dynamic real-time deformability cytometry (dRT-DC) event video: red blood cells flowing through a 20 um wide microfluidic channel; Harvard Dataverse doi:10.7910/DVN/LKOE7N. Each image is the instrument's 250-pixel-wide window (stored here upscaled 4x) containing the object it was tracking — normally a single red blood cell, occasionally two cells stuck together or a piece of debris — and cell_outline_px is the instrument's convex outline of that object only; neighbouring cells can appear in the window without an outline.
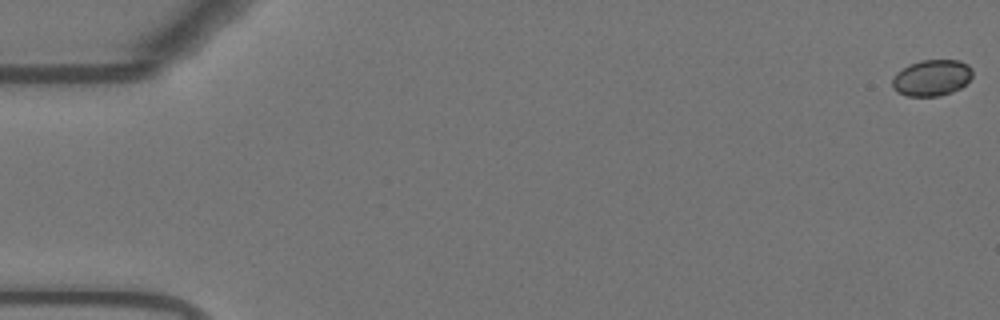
{"species": "Egyptian fruit bat (a non-hibernating species)", "species_latin": "Rousettus aegyptiacus", "temperature_condition": "warm", "stored_images_in_passage": 16, "camera_frame_rate_fps": 3000, "um_per_image_px": 0.085, "animal": {"sex": "female"}, "frame": {"image": 1, "passage_image": 1, "time_ms": 0.0, "image_size_px": [1000, 320], "cell_outline_px": [[972, 76], [960, 88], [952, 92], [940, 96], [908, 96], [896, 92], [892, 88], [892, 80], [896, 72], [908, 64], [920, 60], [960, 60], [968, 64], [972, 68]], "centroid_in_image_um": [79.17, 6.61], "position_along_channel_um": 5.8, "area_um2": 17.11}}
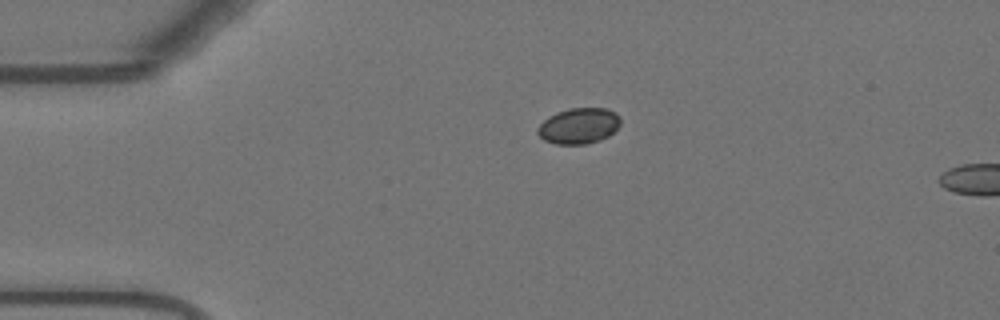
{"frame": {"image": 2, "passage_image": 13, "time_ms": 4.0, "image_size_px": [1000, 320], "cell_outline_px": [[620, 124], [608, 136], [600, 140], [584, 144], [556, 144], [544, 140], [536, 132], [536, 128], [548, 116], [556, 112], [568, 108], [608, 108], [616, 112], [620, 116]], "centroid_in_image_um": [49.19, 10.68], "position_along_channel_um": 35.8, "area_um2": 17.4}}